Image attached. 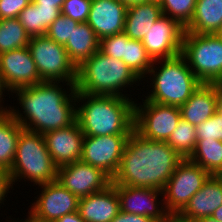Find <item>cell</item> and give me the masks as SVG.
<instances>
[{"mask_svg": "<svg viewBox=\"0 0 222 222\" xmlns=\"http://www.w3.org/2000/svg\"><path fill=\"white\" fill-rule=\"evenodd\" d=\"M162 14L161 6L152 2L127 7L124 33L130 39L142 41Z\"/></svg>", "mask_w": 222, "mask_h": 222, "instance_id": "cell-22", "label": "cell"}, {"mask_svg": "<svg viewBox=\"0 0 222 222\" xmlns=\"http://www.w3.org/2000/svg\"><path fill=\"white\" fill-rule=\"evenodd\" d=\"M92 0H65L61 8V14L78 23L86 22Z\"/></svg>", "mask_w": 222, "mask_h": 222, "instance_id": "cell-35", "label": "cell"}, {"mask_svg": "<svg viewBox=\"0 0 222 222\" xmlns=\"http://www.w3.org/2000/svg\"><path fill=\"white\" fill-rule=\"evenodd\" d=\"M138 80L141 81L122 60L99 50L77 68L75 90L90 95L127 97L121 91Z\"/></svg>", "mask_w": 222, "mask_h": 222, "instance_id": "cell-4", "label": "cell"}, {"mask_svg": "<svg viewBox=\"0 0 222 222\" xmlns=\"http://www.w3.org/2000/svg\"><path fill=\"white\" fill-rule=\"evenodd\" d=\"M29 0H0V19L17 18Z\"/></svg>", "mask_w": 222, "mask_h": 222, "instance_id": "cell-36", "label": "cell"}, {"mask_svg": "<svg viewBox=\"0 0 222 222\" xmlns=\"http://www.w3.org/2000/svg\"><path fill=\"white\" fill-rule=\"evenodd\" d=\"M210 174L189 159H183L168 179L163 192V205L171 215H177L190 198L202 188Z\"/></svg>", "mask_w": 222, "mask_h": 222, "instance_id": "cell-9", "label": "cell"}, {"mask_svg": "<svg viewBox=\"0 0 222 222\" xmlns=\"http://www.w3.org/2000/svg\"><path fill=\"white\" fill-rule=\"evenodd\" d=\"M196 0H164L162 13L177 20L185 27L192 19Z\"/></svg>", "mask_w": 222, "mask_h": 222, "instance_id": "cell-31", "label": "cell"}, {"mask_svg": "<svg viewBox=\"0 0 222 222\" xmlns=\"http://www.w3.org/2000/svg\"><path fill=\"white\" fill-rule=\"evenodd\" d=\"M77 122L85 136L131 135L135 102L129 97L90 95L76 91Z\"/></svg>", "mask_w": 222, "mask_h": 222, "instance_id": "cell-3", "label": "cell"}, {"mask_svg": "<svg viewBox=\"0 0 222 222\" xmlns=\"http://www.w3.org/2000/svg\"><path fill=\"white\" fill-rule=\"evenodd\" d=\"M0 73L11 93L42 82L28 46L0 54Z\"/></svg>", "mask_w": 222, "mask_h": 222, "instance_id": "cell-15", "label": "cell"}, {"mask_svg": "<svg viewBox=\"0 0 222 222\" xmlns=\"http://www.w3.org/2000/svg\"><path fill=\"white\" fill-rule=\"evenodd\" d=\"M13 182L11 178L10 171L3 167H0V203L4 202L5 197H7V193L10 188L12 189Z\"/></svg>", "mask_w": 222, "mask_h": 222, "instance_id": "cell-37", "label": "cell"}, {"mask_svg": "<svg viewBox=\"0 0 222 222\" xmlns=\"http://www.w3.org/2000/svg\"><path fill=\"white\" fill-rule=\"evenodd\" d=\"M57 181L78 198L100 192L112 184V178L102 169L82 161L58 167Z\"/></svg>", "mask_w": 222, "mask_h": 222, "instance_id": "cell-12", "label": "cell"}, {"mask_svg": "<svg viewBox=\"0 0 222 222\" xmlns=\"http://www.w3.org/2000/svg\"><path fill=\"white\" fill-rule=\"evenodd\" d=\"M197 139L222 141V112L218 110L213 116L196 126Z\"/></svg>", "mask_w": 222, "mask_h": 222, "instance_id": "cell-34", "label": "cell"}, {"mask_svg": "<svg viewBox=\"0 0 222 222\" xmlns=\"http://www.w3.org/2000/svg\"><path fill=\"white\" fill-rule=\"evenodd\" d=\"M120 212V199L116 185L79 198L78 213L86 222H111Z\"/></svg>", "mask_w": 222, "mask_h": 222, "instance_id": "cell-20", "label": "cell"}, {"mask_svg": "<svg viewBox=\"0 0 222 222\" xmlns=\"http://www.w3.org/2000/svg\"><path fill=\"white\" fill-rule=\"evenodd\" d=\"M197 222H219V221L213 218L212 216H209V217L201 218Z\"/></svg>", "mask_w": 222, "mask_h": 222, "instance_id": "cell-45", "label": "cell"}, {"mask_svg": "<svg viewBox=\"0 0 222 222\" xmlns=\"http://www.w3.org/2000/svg\"><path fill=\"white\" fill-rule=\"evenodd\" d=\"M221 205L222 175H210L177 216L189 221H198L211 216Z\"/></svg>", "mask_w": 222, "mask_h": 222, "instance_id": "cell-19", "label": "cell"}, {"mask_svg": "<svg viewBox=\"0 0 222 222\" xmlns=\"http://www.w3.org/2000/svg\"><path fill=\"white\" fill-rule=\"evenodd\" d=\"M23 130L9 111L0 113V167L11 169L17 142Z\"/></svg>", "mask_w": 222, "mask_h": 222, "instance_id": "cell-26", "label": "cell"}, {"mask_svg": "<svg viewBox=\"0 0 222 222\" xmlns=\"http://www.w3.org/2000/svg\"><path fill=\"white\" fill-rule=\"evenodd\" d=\"M181 118L192 125H199L219 110L218 84L202 83L179 107Z\"/></svg>", "mask_w": 222, "mask_h": 222, "instance_id": "cell-21", "label": "cell"}, {"mask_svg": "<svg viewBox=\"0 0 222 222\" xmlns=\"http://www.w3.org/2000/svg\"><path fill=\"white\" fill-rule=\"evenodd\" d=\"M61 15L58 6H37L30 2L18 15V20L24 26L30 37L44 36L49 26Z\"/></svg>", "mask_w": 222, "mask_h": 222, "instance_id": "cell-25", "label": "cell"}, {"mask_svg": "<svg viewBox=\"0 0 222 222\" xmlns=\"http://www.w3.org/2000/svg\"><path fill=\"white\" fill-rule=\"evenodd\" d=\"M29 39L18 18L0 19V54L27 47Z\"/></svg>", "mask_w": 222, "mask_h": 222, "instance_id": "cell-28", "label": "cell"}, {"mask_svg": "<svg viewBox=\"0 0 222 222\" xmlns=\"http://www.w3.org/2000/svg\"><path fill=\"white\" fill-rule=\"evenodd\" d=\"M189 160L210 175H222V141L197 139Z\"/></svg>", "mask_w": 222, "mask_h": 222, "instance_id": "cell-27", "label": "cell"}, {"mask_svg": "<svg viewBox=\"0 0 222 222\" xmlns=\"http://www.w3.org/2000/svg\"><path fill=\"white\" fill-rule=\"evenodd\" d=\"M165 222H179V217L177 215L170 216Z\"/></svg>", "mask_w": 222, "mask_h": 222, "instance_id": "cell-46", "label": "cell"}, {"mask_svg": "<svg viewBox=\"0 0 222 222\" xmlns=\"http://www.w3.org/2000/svg\"><path fill=\"white\" fill-rule=\"evenodd\" d=\"M42 189L29 215L40 222H54L62 216L78 211L79 198L57 180L39 185Z\"/></svg>", "mask_w": 222, "mask_h": 222, "instance_id": "cell-14", "label": "cell"}, {"mask_svg": "<svg viewBox=\"0 0 222 222\" xmlns=\"http://www.w3.org/2000/svg\"><path fill=\"white\" fill-rule=\"evenodd\" d=\"M128 39L129 37L124 32L105 37L100 40L99 50L103 54L125 63V44Z\"/></svg>", "mask_w": 222, "mask_h": 222, "instance_id": "cell-33", "label": "cell"}, {"mask_svg": "<svg viewBox=\"0 0 222 222\" xmlns=\"http://www.w3.org/2000/svg\"><path fill=\"white\" fill-rule=\"evenodd\" d=\"M127 6L119 0H92L88 25L99 40L124 32Z\"/></svg>", "mask_w": 222, "mask_h": 222, "instance_id": "cell-18", "label": "cell"}, {"mask_svg": "<svg viewBox=\"0 0 222 222\" xmlns=\"http://www.w3.org/2000/svg\"><path fill=\"white\" fill-rule=\"evenodd\" d=\"M59 83L41 82L15 89L12 93L18 95L23 113L11 106L9 112L24 129L39 134L72 125L77 119L76 91L66 92Z\"/></svg>", "mask_w": 222, "mask_h": 222, "instance_id": "cell-2", "label": "cell"}, {"mask_svg": "<svg viewBox=\"0 0 222 222\" xmlns=\"http://www.w3.org/2000/svg\"><path fill=\"white\" fill-rule=\"evenodd\" d=\"M221 24L222 0H196L192 19L184 29L196 34H215Z\"/></svg>", "mask_w": 222, "mask_h": 222, "instance_id": "cell-24", "label": "cell"}, {"mask_svg": "<svg viewBox=\"0 0 222 222\" xmlns=\"http://www.w3.org/2000/svg\"><path fill=\"white\" fill-rule=\"evenodd\" d=\"M7 89V87L5 86V84H4V82H3V79H2V76H1V73H0V113H2V112H7V111H9V108L6 106V108L5 107H3L2 106V100L3 99H5L4 97H3V91H5ZM3 97V98H2ZM8 108V109H7Z\"/></svg>", "mask_w": 222, "mask_h": 222, "instance_id": "cell-41", "label": "cell"}, {"mask_svg": "<svg viewBox=\"0 0 222 222\" xmlns=\"http://www.w3.org/2000/svg\"><path fill=\"white\" fill-rule=\"evenodd\" d=\"M28 218V219H27ZM25 220H20V222H40V221H37V220H35L34 218H32L30 215H28V217H27ZM13 222H15L14 220H13ZM17 222V221H16ZM19 222V221H18Z\"/></svg>", "mask_w": 222, "mask_h": 222, "instance_id": "cell-47", "label": "cell"}, {"mask_svg": "<svg viewBox=\"0 0 222 222\" xmlns=\"http://www.w3.org/2000/svg\"><path fill=\"white\" fill-rule=\"evenodd\" d=\"M179 222H197V221H189V220H185V219L179 218Z\"/></svg>", "mask_w": 222, "mask_h": 222, "instance_id": "cell-50", "label": "cell"}, {"mask_svg": "<svg viewBox=\"0 0 222 222\" xmlns=\"http://www.w3.org/2000/svg\"><path fill=\"white\" fill-rule=\"evenodd\" d=\"M185 29L175 19L162 14L142 40L153 61L172 58L182 51Z\"/></svg>", "mask_w": 222, "mask_h": 222, "instance_id": "cell-13", "label": "cell"}, {"mask_svg": "<svg viewBox=\"0 0 222 222\" xmlns=\"http://www.w3.org/2000/svg\"><path fill=\"white\" fill-rule=\"evenodd\" d=\"M65 0H33L37 6H58L62 8Z\"/></svg>", "mask_w": 222, "mask_h": 222, "instance_id": "cell-40", "label": "cell"}, {"mask_svg": "<svg viewBox=\"0 0 222 222\" xmlns=\"http://www.w3.org/2000/svg\"><path fill=\"white\" fill-rule=\"evenodd\" d=\"M125 64L143 79L156 62L149 56L142 41L129 38L125 44Z\"/></svg>", "mask_w": 222, "mask_h": 222, "instance_id": "cell-30", "label": "cell"}, {"mask_svg": "<svg viewBox=\"0 0 222 222\" xmlns=\"http://www.w3.org/2000/svg\"><path fill=\"white\" fill-rule=\"evenodd\" d=\"M215 35L222 39V24L220 25L219 29L216 31Z\"/></svg>", "mask_w": 222, "mask_h": 222, "instance_id": "cell-48", "label": "cell"}, {"mask_svg": "<svg viewBox=\"0 0 222 222\" xmlns=\"http://www.w3.org/2000/svg\"><path fill=\"white\" fill-rule=\"evenodd\" d=\"M181 54L202 83H222L221 38L215 34H196L185 31Z\"/></svg>", "mask_w": 222, "mask_h": 222, "instance_id": "cell-7", "label": "cell"}, {"mask_svg": "<svg viewBox=\"0 0 222 222\" xmlns=\"http://www.w3.org/2000/svg\"><path fill=\"white\" fill-rule=\"evenodd\" d=\"M130 135L84 136L80 161L102 169L113 178Z\"/></svg>", "mask_w": 222, "mask_h": 222, "instance_id": "cell-11", "label": "cell"}, {"mask_svg": "<svg viewBox=\"0 0 222 222\" xmlns=\"http://www.w3.org/2000/svg\"><path fill=\"white\" fill-rule=\"evenodd\" d=\"M100 40L87 22L78 23L73 29L65 49L70 61L78 68L84 61L99 51Z\"/></svg>", "mask_w": 222, "mask_h": 222, "instance_id": "cell-23", "label": "cell"}, {"mask_svg": "<svg viewBox=\"0 0 222 222\" xmlns=\"http://www.w3.org/2000/svg\"><path fill=\"white\" fill-rule=\"evenodd\" d=\"M111 222H157L151 217L129 214L120 211Z\"/></svg>", "mask_w": 222, "mask_h": 222, "instance_id": "cell-38", "label": "cell"}, {"mask_svg": "<svg viewBox=\"0 0 222 222\" xmlns=\"http://www.w3.org/2000/svg\"><path fill=\"white\" fill-rule=\"evenodd\" d=\"M28 48L42 82H67L69 92L76 91L77 68L63 45L44 35L30 37Z\"/></svg>", "mask_w": 222, "mask_h": 222, "instance_id": "cell-8", "label": "cell"}, {"mask_svg": "<svg viewBox=\"0 0 222 222\" xmlns=\"http://www.w3.org/2000/svg\"><path fill=\"white\" fill-rule=\"evenodd\" d=\"M183 159L166 141H151L135 130L124 148L115 185L163 190Z\"/></svg>", "mask_w": 222, "mask_h": 222, "instance_id": "cell-1", "label": "cell"}, {"mask_svg": "<svg viewBox=\"0 0 222 222\" xmlns=\"http://www.w3.org/2000/svg\"><path fill=\"white\" fill-rule=\"evenodd\" d=\"M164 0H148V2H152L153 4L162 5Z\"/></svg>", "mask_w": 222, "mask_h": 222, "instance_id": "cell-49", "label": "cell"}, {"mask_svg": "<svg viewBox=\"0 0 222 222\" xmlns=\"http://www.w3.org/2000/svg\"><path fill=\"white\" fill-rule=\"evenodd\" d=\"M116 191L122 212L148 216L157 222H165L171 216L164 205L158 207L161 203L158 197L163 195L162 190L116 185Z\"/></svg>", "mask_w": 222, "mask_h": 222, "instance_id": "cell-16", "label": "cell"}, {"mask_svg": "<svg viewBox=\"0 0 222 222\" xmlns=\"http://www.w3.org/2000/svg\"><path fill=\"white\" fill-rule=\"evenodd\" d=\"M78 25L77 21L65 16L60 15L48 28L46 36L58 44L65 46L73 29Z\"/></svg>", "mask_w": 222, "mask_h": 222, "instance_id": "cell-32", "label": "cell"}, {"mask_svg": "<svg viewBox=\"0 0 222 222\" xmlns=\"http://www.w3.org/2000/svg\"><path fill=\"white\" fill-rule=\"evenodd\" d=\"M143 101L135 103L134 130L145 139L167 141L181 119L179 107Z\"/></svg>", "mask_w": 222, "mask_h": 222, "instance_id": "cell-10", "label": "cell"}, {"mask_svg": "<svg viewBox=\"0 0 222 222\" xmlns=\"http://www.w3.org/2000/svg\"><path fill=\"white\" fill-rule=\"evenodd\" d=\"M121 3H124L127 7L132 5L148 2V0H119Z\"/></svg>", "mask_w": 222, "mask_h": 222, "instance_id": "cell-42", "label": "cell"}, {"mask_svg": "<svg viewBox=\"0 0 222 222\" xmlns=\"http://www.w3.org/2000/svg\"><path fill=\"white\" fill-rule=\"evenodd\" d=\"M197 142L196 126L184 119H180L176 129L166 143L174 149L182 159H189L193 154Z\"/></svg>", "mask_w": 222, "mask_h": 222, "instance_id": "cell-29", "label": "cell"}, {"mask_svg": "<svg viewBox=\"0 0 222 222\" xmlns=\"http://www.w3.org/2000/svg\"><path fill=\"white\" fill-rule=\"evenodd\" d=\"M155 62H161V67L152 66L149 69L148 74L152 75L150 88L153 89L151 94H147L148 101L180 107L202 84L182 54Z\"/></svg>", "mask_w": 222, "mask_h": 222, "instance_id": "cell-5", "label": "cell"}, {"mask_svg": "<svg viewBox=\"0 0 222 222\" xmlns=\"http://www.w3.org/2000/svg\"><path fill=\"white\" fill-rule=\"evenodd\" d=\"M211 216L216 220H218L219 222H222V205L219 208H217Z\"/></svg>", "mask_w": 222, "mask_h": 222, "instance_id": "cell-43", "label": "cell"}, {"mask_svg": "<svg viewBox=\"0 0 222 222\" xmlns=\"http://www.w3.org/2000/svg\"><path fill=\"white\" fill-rule=\"evenodd\" d=\"M54 222H86V221L80 216L78 211H76L66 214Z\"/></svg>", "mask_w": 222, "mask_h": 222, "instance_id": "cell-39", "label": "cell"}, {"mask_svg": "<svg viewBox=\"0 0 222 222\" xmlns=\"http://www.w3.org/2000/svg\"><path fill=\"white\" fill-rule=\"evenodd\" d=\"M219 110L222 112V83L218 84Z\"/></svg>", "mask_w": 222, "mask_h": 222, "instance_id": "cell-44", "label": "cell"}, {"mask_svg": "<svg viewBox=\"0 0 222 222\" xmlns=\"http://www.w3.org/2000/svg\"><path fill=\"white\" fill-rule=\"evenodd\" d=\"M84 136L77 120L70 126L43 134L48 152L58 167L80 161Z\"/></svg>", "mask_w": 222, "mask_h": 222, "instance_id": "cell-17", "label": "cell"}, {"mask_svg": "<svg viewBox=\"0 0 222 222\" xmlns=\"http://www.w3.org/2000/svg\"><path fill=\"white\" fill-rule=\"evenodd\" d=\"M9 171L13 184L22 178L35 185L57 180L58 166L48 152L43 134L26 129L20 133L14 162Z\"/></svg>", "mask_w": 222, "mask_h": 222, "instance_id": "cell-6", "label": "cell"}]
</instances>
